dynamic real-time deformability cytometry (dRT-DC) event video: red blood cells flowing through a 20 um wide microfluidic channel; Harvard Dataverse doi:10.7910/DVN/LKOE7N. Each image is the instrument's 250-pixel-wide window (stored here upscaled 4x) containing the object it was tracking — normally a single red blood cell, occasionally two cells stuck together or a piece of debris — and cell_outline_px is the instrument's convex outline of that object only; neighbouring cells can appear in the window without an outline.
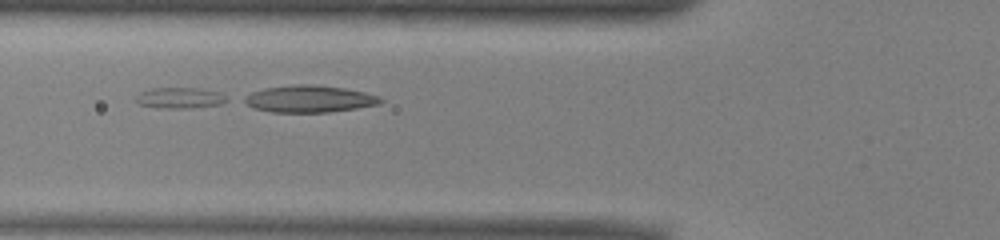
{"species": "common noctule bat (a hibernating species)", "species_latin": "Nyctalus noctula", "temperature_condition": "warm", "stored_images_in_passage": 39, "segment_of_instrument_passage": [2, 3], "camera_frame_rate_fps": 3000, "um_per_image_px": 0.085, "animal": {"sex": "male", "body_mass_g": 13.0, "forearm_length_mm": 53.1}, "frame": {"image": 1, "passage_image": 16, "time_ms": 5.0, "image_size_px": [1000, 240], "cell_outline_px": [[228, 100], [220, 104], [192, 108], [160, 108], [140, 104], [136, 100], [136, 96], [140, 92], [152, 88], [196, 88], [220, 92], [228, 96]], "centroid_in_image_um": [15.32, 8.32], "position_along_channel_um": 110.5, "area_um2": 11.04}}